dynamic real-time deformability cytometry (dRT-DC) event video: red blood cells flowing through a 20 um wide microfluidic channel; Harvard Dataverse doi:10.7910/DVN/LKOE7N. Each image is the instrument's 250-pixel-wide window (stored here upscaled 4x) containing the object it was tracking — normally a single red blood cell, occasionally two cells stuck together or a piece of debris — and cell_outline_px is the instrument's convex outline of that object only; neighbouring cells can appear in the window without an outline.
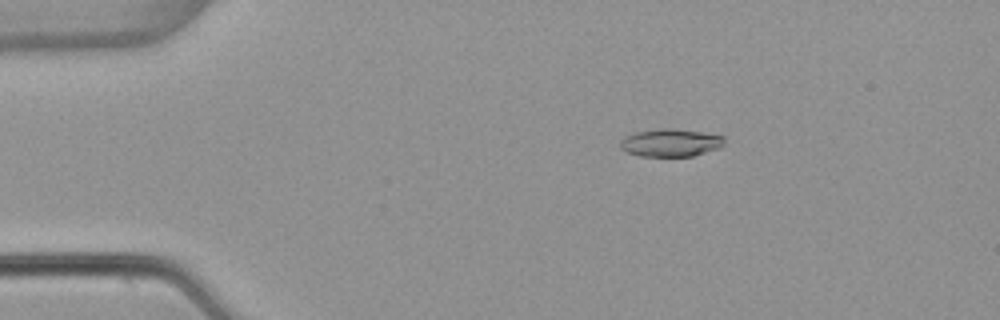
{"species": "common noctule bat (a hibernating species)", "species_latin": "Nyctalus noctula", "temperature_condition": "warm", "stored_images_in_passage": 54, "camera_frame_rate_fps": 3000, "um_per_image_px": 0.085, "animal": {"sex": "female", "body_mass_g": 22.7, "forearm_length_mm": 54.2}, "frame": {"image": 1, "passage_image": 10, "time_ms": 3.0, "image_size_px": [1000, 320], "cell_outline_px": [[724, 144], [720, 148], [692, 156], [640, 156], [624, 152], [620, 148], [620, 140], [624, 136], [636, 132], [664, 128], [672, 128], [704, 132], [724, 136]], "centroid_in_image_um": [56.99, 12.13], "position_along_channel_um": 28.0, "area_um2": 16.99}}
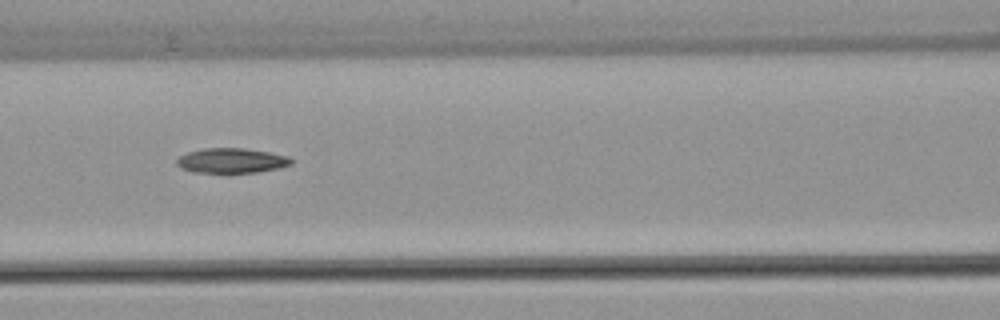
{"frame": {"image": 2, "passage_image": 24, "time_ms": 7.667, "image_size_px": [1000, 320], "cell_outline_px": [[292, 164], [280, 168], [256, 172], [192, 172], [180, 168], [176, 164], [176, 160], [180, 156], [188, 152], [204, 148], [244, 148], [268, 152], [288, 156], [292, 160]], "centroid_in_image_um": [19.67, 13.65], "position_along_channel_um": 146.9, "area_um2": 16.53}}
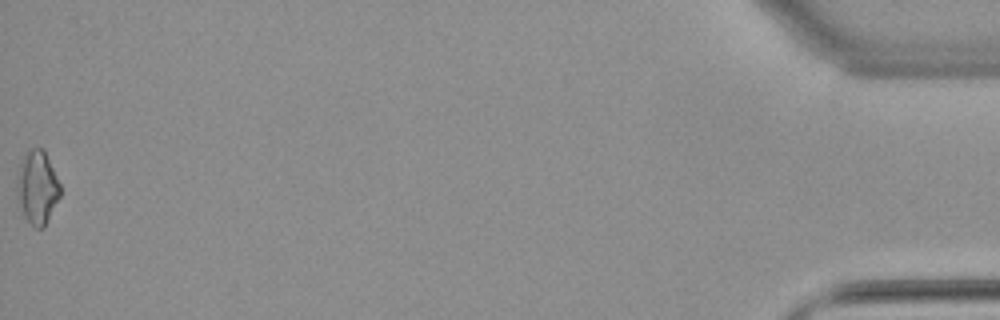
{"frame": {"image": 3, "passage_image": 54, "time_ms": 17.667, "image_size_px": [1000, 320], "cell_outline_px": [[60, 196], [44, 228], [32, 228], [24, 216], [16, 196], [16, 176], [20, 164], [28, 148], [44, 148], [60, 184]], "centroid_in_image_um": [3.15, 15.93], "position_along_channel_um": 432.1, "area_um2": 18.79}, "authors_computed_cell_mechanics": {"area_um2": 16.9932, "velocity_mm_per_s": 3.864, "shape_relaxation_time_tau1_ms": null, "shape_relaxation_time_tau2_ms": 7.9487, "deformation_change_tau1": null, "deformation_change_tau2": 0.1734}}